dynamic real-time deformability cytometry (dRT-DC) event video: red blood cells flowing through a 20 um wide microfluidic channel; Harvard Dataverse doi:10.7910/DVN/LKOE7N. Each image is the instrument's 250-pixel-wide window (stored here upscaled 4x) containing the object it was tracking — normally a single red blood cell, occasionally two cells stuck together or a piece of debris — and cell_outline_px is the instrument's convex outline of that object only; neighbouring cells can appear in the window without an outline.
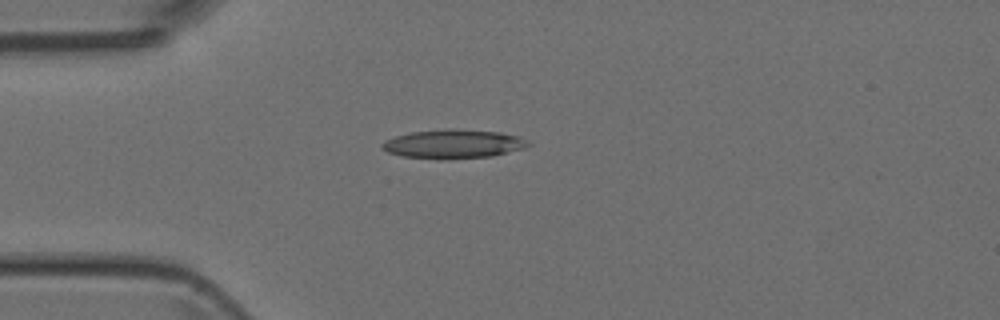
{"species": "Egyptian fruit bat (a non-hibernating species)", "species_latin": "Rousettus aegyptiacus", "temperature_condition": "room temperature", "stored_images_in_passage": 3, "camera_frame_rate_fps": 3000, "um_per_image_px": 0.085, "animal": {"sex": "female"}, "frame": {"image": 1, "passage_image": 1, "time_ms": 0.0, "image_size_px": [1000, 320], "cell_outline_px": [[532, 144], [524, 148], [492, 156], [448, 160], [440, 160], [404, 156], [388, 152], [380, 148], [380, 144], [384, 140], [396, 136], [412, 132], [452, 128], [500, 132], [520, 136]], "centroid_in_image_um": [38.53, 12.24], "position_along_channel_um": 46.5, "area_um2": 24.91}}
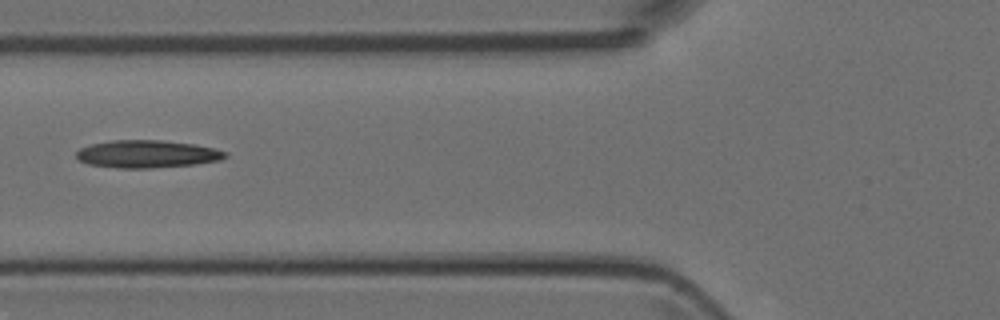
{"frame": {"image": 2, "passage_image": 3, "time_ms": 2.0, "image_size_px": [1000, 320], "cell_outline_px": [[228, 156], [220, 160], [196, 164], [152, 168], [116, 168], [88, 164], [80, 160], [76, 156], [76, 152], [80, 148], [92, 144], [112, 140], [160, 140], [196, 144], [228, 152]], "centroid_in_image_um": [12.52, 13.09], "position_along_channel_um": 113.3, "area_um2": 23.99}}